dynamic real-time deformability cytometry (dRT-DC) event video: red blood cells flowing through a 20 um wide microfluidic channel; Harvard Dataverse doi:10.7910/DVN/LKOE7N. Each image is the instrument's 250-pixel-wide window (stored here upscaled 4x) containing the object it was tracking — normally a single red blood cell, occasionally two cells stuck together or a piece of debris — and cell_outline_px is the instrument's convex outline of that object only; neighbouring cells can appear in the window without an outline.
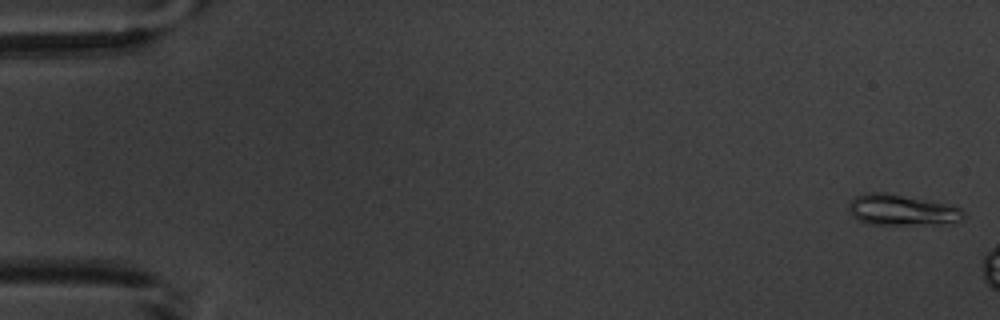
{"species": "common noctule bat (a hibernating species)", "species_latin": "Nyctalus noctula", "temperature_condition": "warm", "stored_images_in_passage": 6, "camera_frame_rate_fps": 3000, "um_per_image_px": 0.085, "animal": {"sex": "male", "body_mass_g": 20.1, "forearm_length_mm": 53.5}, "frame": {"image": 1, "passage_image": 1, "time_ms": 0.0, "image_size_px": [1000, 320], "cell_outline_px": [[968, 216], [960, 224], [868, 224], [852, 216], [848, 208], [848, 204], [856, 196], [868, 192], [884, 192], [956, 204]], "centroid_in_image_um": [76.8, 17.85], "position_along_channel_um": 8.2, "area_um2": 21.39}}